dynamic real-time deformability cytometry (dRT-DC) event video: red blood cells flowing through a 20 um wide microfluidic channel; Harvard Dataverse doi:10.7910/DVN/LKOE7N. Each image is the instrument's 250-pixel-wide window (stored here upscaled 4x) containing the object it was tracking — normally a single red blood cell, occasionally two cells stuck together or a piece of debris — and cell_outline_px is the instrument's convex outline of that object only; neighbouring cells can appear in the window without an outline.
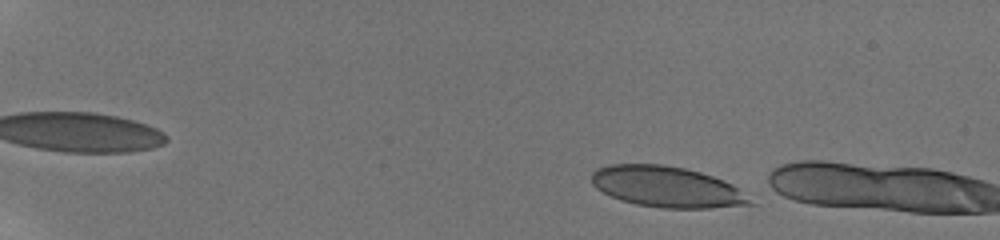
{"species": "human", "species_latin": "Homo sapiens", "temperature_condition": "room temperature", "stored_images_in_passage": 7, "camera_frame_rate_fps": 3000, "um_per_image_px": 0.085, "donor": {"sex": "male"}, "frame": {"image": 1, "passage_image": 4, "time_ms": 1.0, "image_size_px": [1000, 240], "cell_outline_px": [[756, 204], [708, 208], [660, 208], [636, 204], [620, 200], [596, 188], [592, 184], [592, 172], [596, 168], [608, 164], [664, 164], [684, 168], [700, 172], [724, 180], [732, 184]], "centroid_in_image_um": [56.65, 15.88], "position_along_channel_um": 28.4, "area_um2": 37.69}}